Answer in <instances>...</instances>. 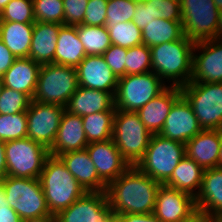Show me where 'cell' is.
Listing matches in <instances>:
<instances>
[{
  "mask_svg": "<svg viewBox=\"0 0 222 222\" xmlns=\"http://www.w3.org/2000/svg\"><path fill=\"white\" fill-rule=\"evenodd\" d=\"M78 86L76 68L55 63L43 64L32 100L66 107Z\"/></svg>",
  "mask_w": 222,
  "mask_h": 222,
  "instance_id": "obj_5",
  "label": "cell"
},
{
  "mask_svg": "<svg viewBox=\"0 0 222 222\" xmlns=\"http://www.w3.org/2000/svg\"><path fill=\"white\" fill-rule=\"evenodd\" d=\"M108 0H88L82 24L105 26Z\"/></svg>",
  "mask_w": 222,
  "mask_h": 222,
  "instance_id": "obj_40",
  "label": "cell"
},
{
  "mask_svg": "<svg viewBox=\"0 0 222 222\" xmlns=\"http://www.w3.org/2000/svg\"><path fill=\"white\" fill-rule=\"evenodd\" d=\"M213 222H222V213L212 215Z\"/></svg>",
  "mask_w": 222,
  "mask_h": 222,
  "instance_id": "obj_54",
  "label": "cell"
},
{
  "mask_svg": "<svg viewBox=\"0 0 222 222\" xmlns=\"http://www.w3.org/2000/svg\"><path fill=\"white\" fill-rule=\"evenodd\" d=\"M102 56L117 78L125 76L126 48L112 44Z\"/></svg>",
  "mask_w": 222,
  "mask_h": 222,
  "instance_id": "obj_41",
  "label": "cell"
},
{
  "mask_svg": "<svg viewBox=\"0 0 222 222\" xmlns=\"http://www.w3.org/2000/svg\"><path fill=\"white\" fill-rule=\"evenodd\" d=\"M136 2L130 0H108L105 26L132 21Z\"/></svg>",
  "mask_w": 222,
  "mask_h": 222,
  "instance_id": "obj_39",
  "label": "cell"
},
{
  "mask_svg": "<svg viewBox=\"0 0 222 222\" xmlns=\"http://www.w3.org/2000/svg\"><path fill=\"white\" fill-rule=\"evenodd\" d=\"M213 1L219 10L222 9V0H213Z\"/></svg>",
  "mask_w": 222,
  "mask_h": 222,
  "instance_id": "obj_56",
  "label": "cell"
},
{
  "mask_svg": "<svg viewBox=\"0 0 222 222\" xmlns=\"http://www.w3.org/2000/svg\"><path fill=\"white\" fill-rule=\"evenodd\" d=\"M65 107L57 104L31 102L26 111L28 131L27 138L46 147H52Z\"/></svg>",
  "mask_w": 222,
  "mask_h": 222,
  "instance_id": "obj_12",
  "label": "cell"
},
{
  "mask_svg": "<svg viewBox=\"0 0 222 222\" xmlns=\"http://www.w3.org/2000/svg\"><path fill=\"white\" fill-rule=\"evenodd\" d=\"M190 82H222V41L209 39L195 42L193 72Z\"/></svg>",
  "mask_w": 222,
  "mask_h": 222,
  "instance_id": "obj_14",
  "label": "cell"
},
{
  "mask_svg": "<svg viewBox=\"0 0 222 222\" xmlns=\"http://www.w3.org/2000/svg\"><path fill=\"white\" fill-rule=\"evenodd\" d=\"M195 203L197 210L201 212L211 215L222 213V168L204 170Z\"/></svg>",
  "mask_w": 222,
  "mask_h": 222,
  "instance_id": "obj_26",
  "label": "cell"
},
{
  "mask_svg": "<svg viewBox=\"0 0 222 222\" xmlns=\"http://www.w3.org/2000/svg\"><path fill=\"white\" fill-rule=\"evenodd\" d=\"M65 108L69 113L81 117L96 112L116 111L114 97L109 92L81 86H78Z\"/></svg>",
  "mask_w": 222,
  "mask_h": 222,
  "instance_id": "obj_23",
  "label": "cell"
},
{
  "mask_svg": "<svg viewBox=\"0 0 222 222\" xmlns=\"http://www.w3.org/2000/svg\"><path fill=\"white\" fill-rule=\"evenodd\" d=\"M0 222H23L12 208H0Z\"/></svg>",
  "mask_w": 222,
  "mask_h": 222,
  "instance_id": "obj_47",
  "label": "cell"
},
{
  "mask_svg": "<svg viewBox=\"0 0 222 222\" xmlns=\"http://www.w3.org/2000/svg\"><path fill=\"white\" fill-rule=\"evenodd\" d=\"M152 71L150 47L140 44L127 49L125 75L144 74Z\"/></svg>",
  "mask_w": 222,
  "mask_h": 222,
  "instance_id": "obj_35",
  "label": "cell"
},
{
  "mask_svg": "<svg viewBox=\"0 0 222 222\" xmlns=\"http://www.w3.org/2000/svg\"><path fill=\"white\" fill-rule=\"evenodd\" d=\"M2 88H3V79L0 76V94H1Z\"/></svg>",
  "mask_w": 222,
  "mask_h": 222,
  "instance_id": "obj_57",
  "label": "cell"
},
{
  "mask_svg": "<svg viewBox=\"0 0 222 222\" xmlns=\"http://www.w3.org/2000/svg\"><path fill=\"white\" fill-rule=\"evenodd\" d=\"M181 21L180 0H157V19Z\"/></svg>",
  "mask_w": 222,
  "mask_h": 222,
  "instance_id": "obj_44",
  "label": "cell"
},
{
  "mask_svg": "<svg viewBox=\"0 0 222 222\" xmlns=\"http://www.w3.org/2000/svg\"><path fill=\"white\" fill-rule=\"evenodd\" d=\"M1 20L19 23H35L32 0H11L1 11Z\"/></svg>",
  "mask_w": 222,
  "mask_h": 222,
  "instance_id": "obj_38",
  "label": "cell"
},
{
  "mask_svg": "<svg viewBox=\"0 0 222 222\" xmlns=\"http://www.w3.org/2000/svg\"><path fill=\"white\" fill-rule=\"evenodd\" d=\"M151 136L137 112L116 109L112 140L130 166L144 157Z\"/></svg>",
  "mask_w": 222,
  "mask_h": 222,
  "instance_id": "obj_4",
  "label": "cell"
},
{
  "mask_svg": "<svg viewBox=\"0 0 222 222\" xmlns=\"http://www.w3.org/2000/svg\"><path fill=\"white\" fill-rule=\"evenodd\" d=\"M86 150L97 169L99 178L106 185L117 179L130 167L112 139L89 143Z\"/></svg>",
  "mask_w": 222,
  "mask_h": 222,
  "instance_id": "obj_17",
  "label": "cell"
},
{
  "mask_svg": "<svg viewBox=\"0 0 222 222\" xmlns=\"http://www.w3.org/2000/svg\"><path fill=\"white\" fill-rule=\"evenodd\" d=\"M215 39L222 41V9L219 10L218 29Z\"/></svg>",
  "mask_w": 222,
  "mask_h": 222,
  "instance_id": "obj_52",
  "label": "cell"
},
{
  "mask_svg": "<svg viewBox=\"0 0 222 222\" xmlns=\"http://www.w3.org/2000/svg\"><path fill=\"white\" fill-rule=\"evenodd\" d=\"M1 180L7 202L22 220L54 216L48 209L40 179L7 175Z\"/></svg>",
  "mask_w": 222,
  "mask_h": 222,
  "instance_id": "obj_6",
  "label": "cell"
},
{
  "mask_svg": "<svg viewBox=\"0 0 222 222\" xmlns=\"http://www.w3.org/2000/svg\"><path fill=\"white\" fill-rule=\"evenodd\" d=\"M88 141L83 128V120L79 115L64 111L58 128L56 139L49 149V155L59 156L69 151L85 149Z\"/></svg>",
  "mask_w": 222,
  "mask_h": 222,
  "instance_id": "obj_20",
  "label": "cell"
},
{
  "mask_svg": "<svg viewBox=\"0 0 222 222\" xmlns=\"http://www.w3.org/2000/svg\"><path fill=\"white\" fill-rule=\"evenodd\" d=\"M78 85L87 89L109 92L115 96L118 78L102 55L86 56L76 67Z\"/></svg>",
  "mask_w": 222,
  "mask_h": 222,
  "instance_id": "obj_18",
  "label": "cell"
},
{
  "mask_svg": "<svg viewBox=\"0 0 222 222\" xmlns=\"http://www.w3.org/2000/svg\"><path fill=\"white\" fill-rule=\"evenodd\" d=\"M115 112L102 111L82 117L88 143L112 139Z\"/></svg>",
  "mask_w": 222,
  "mask_h": 222,
  "instance_id": "obj_31",
  "label": "cell"
},
{
  "mask_svg": "<svg viewBox=\"0 0 222 222\" xmlns=\"http://www.w3.org/2000/svg\"><path fill=\"white\" fill-rule=\"evenodd\" d=\"M62 24L35 22L29 58L43 65L54 63V54Z\"/></svg>",
  "mask_w": 222,
  "mask_h": 222,
  "instance_id": "obj_25",
  "label": "cell"
},
{
  "mask_svg": "<svg viewBox=\"0 0 222 222\" xmlns=\"http://www.w3.org/2000/svg\"><path fill=\"white\" fill-rule=\"evenodd\" d=\"M130 1H133V2H136V3H141V2L148 1V0H130Z\"/></svg>",
  "mask_w": 222,
  "mask_h": 222,
  "instance_id": "obj_58",
  "label": "cell"
},
{
  "mask_svg": "<svg viewBox=\"0 0 222 222\" xmlns=\"http://www.w3.org/2000/svg\"><path fill=\"white\" fill-rule=\"evenodd\" d=\"M34 23L1 21L0 40L15 58L29 57Z\"/></svg>",
  "mask_w": 222,
  "mask_h": 222,
  "instance_id": "obj_29",
  "label": "cell"
},
{
  "mask_svg": "<svg viewBox=\"0 0 222 222\" xmlns=\"http://www.w3.org/2000/svg\"><path fill=\"white\" fill-rule=\"evenodd\" d=\"M77 33L84 45L86 56L102 55L112 45L106 26L79 24Z\"/></svg>",
  "mask_w": 222,
  "mask_h": 222,
  "instance_id": "obj_32",
  "label": "cell"
},
{
  "mask_svg": "<svg viewBox=\"0 0 222 222\" xmlns=\"http://www.w3.org/2000/svg\"><path fill=\"white\" fill-rule=\"evenodd\" d=\"M108 222H117L115 216H113Z\"/></svg>",
  "mask_w": 222,
  "mask_h": 222,
  "instance_id": "obj_59",
  "label": "cell"
},
{
  "mask_svg": "<svg viewBox=\"0 0 222 222\" xmlns=\"http://www.w3.org/2000/svg\"><path fill=\"white\" fill-rule=\"evenodd\" d=\"M54 54V63L76 68L86 57L84 45L77 33V25H62Z\"/></svg>",
  "mask_w": 222,
  "mask_h": 222,
  "instance_id": "obj_27",
  "label": "cell"
},
{
  "mask_svg": "<svg viewBox=\"0 0 222 222\" xmlns=\"http://www.w3.org/2000/svg\"><path fill=\"white\" fill-rule=\"evenodd\" d=\"M39 179L48 209L54 216L87 192L57 156L47 157Z\"/></svg>",
  "mask_w": 222,
  "mask_h": 222,
  "instance_id": "obj_3",
  "label": "cell"
},
{
  "mask_svg": "<svg viewBox=\"0 0 222 222\" xmlns=\"http://www.w3.org/2000/svg\"><path fill=\"white\" fill-rule=\"evenodd\" d=\"M195 211L193 196L161 184L153 212L161 222H185Z\"/></svg>",
  "mask_w": 222,
  "mask_h": 222,
  "instance_id": "obj_15",
  "label": "cell"
},
{
  "mask_svg": "<svg viewBox=\"0 0 222 222\" xmlns=\"http://www.w3.org/2000/svg\"><path fill=\"white\" fill-rule=\"evenodd\" d=\"M185 156V144L160 134H152L144 157L136 166L152 179L164 184Z\"/></svg>",
  "mask_w": 222,
  "mask_h": 222,
  "instance_id": "obj_7",
  "label": "cell"
},
{
  "mask_svg": "<svg viewBox=\"0 0 222 222\" xmlns=\"http://www.w3.org/2000/svg\"><path fill=\"white\" fill-rule=\"evenodd\" d=\"M58 157L87 192L106 191L107 185L99 178L97 169L86 148L69 151Z\"/></svg>",
  "mask_w": 222,
  "mask_h": 222,
  "instance_id": "obj_19",
  "label": "cell"
},
{
  "mask_svg": "<svg viewBox=\"0 0 222 222\" xmlns=\"http://www.w3.org/2000/svg\"><path fill=\"white\" fill-rule=\"evenodd\" d=\"M27 131L26 112L0 114V140L2 142L27 138Z\"/></svg>",
  "mask_w": 222,
  "mask_h": 222,
  "instance_id": "obj_34",
  "label": "cell"
},
{
  "mask_svg": "<svg viewBox=\"0 0 222 222\" xmlns=\"http://www.w3.org/2000/svg\"><path fill=\"white\" fill-rule=\"evenodd\" d=\"M194 45L195 42L184 35L181 39L150 47L152 72L167 86L182 88L192 78Z\"/></svg>",
  "mask_w": 222,
  "mask_h": 222,
  "instance_id": "obj_2",
  "label": "cell"
},
{
  "mask_svg": "<svg viewBox=\"0 0 222 222\" xmlns=\"http://www.w3.org/2000/svg\"><path fill=\"white\" fill-rule=\"evenodd\" d=\"M31 102L32 98L29 95L3 86L0 94V114L26 112Z\"/></svg>",
  "mask_w": 222,
  "mask_h": 222,
  "instance_id": "obj_37",
  "label": "cell"
},
{
  "mask_svg": "<svg viewBox=\"0 0 222 222\" xmlns=\"http://www.w3.org/2000/svg\"><path fill=\"white\" fill-rule=\"evenodd\" d=\"M203 129L191 105L181 95L170 109L160 135L185 144Z\"/></svg>",
  "mask_w": 222,
  "mask_h": 222,
  "instance_id": "obj_16",
  "label": "cell"
},
{
  "mask_svg": "<svg viewBox=\"0 0 222 222\" xmlns=\"http://www.w3.org/2000/svg\"><path fill=\"white\" fill-rule=\"evenodd\" d=\"M7 176V164L5 156V142L0 140V179Z\"/></svg>",
  "mask_w": 222,
  "mask_h": 222,
  "instance_id": "obj_49",
  "label": "cell"
},
{
  "mask_svg": "<svg viewBox=\"0 0 222 222\" xmlns=\"http://www.w3.org/2000/svg\"><path fill=\"white\" fill-rule=\"evenodd\" d=\"M182 95L180 87H167L157 97L151 99L137 113L151 134H159L173 103Z\"/></svg>",
  "mask_w": 222,
  "mask_h": 222,
  "instance_id": "obj_22",
  "label": "cell"
},
{
  "mask_svg": "<svg viewBox=\"0 0 222 222\" xmlns=\"http://www.w3.org/2000/svg\"><path fill=\"white\" fill-rule=\"evenodd\" d=\"M112 210L106 192H86L70 207L55 215L56 222H108Z\"/></svg>",
  "mask_w": 222,
  "mask_h": 222,
  "instance_id": "obj_13",
  "label": "cell"
},
{
  "mask_svg": "<svg viewBox=\"0 0 222 222\" xmlns=\"http://www.w3.org/2000/svg\"><path fill=\"white\" fill-rule=\"evenodd\" d=\"M117 222H161L153 213L122 214L115 216Z\"/></svg>",
  "mask_w": 222,
  "mask_h": 222,
  "instance_id": "obj_45",
  "label": "cell"
},
{
  "mask_svg": "<svg viewBox=\"0 0 222 222\" xmlns=\"http://www.w3.org/2000/svg\"><path fill=\"white\" fill-rule=\"evenodd\" d=\"M181 22L185 36L194 41L214 39L219 9L213 0H180Z\"/></svg>",
  "mask_w": 222,
  "mask_h": 222,
  "instance_id": "obj_11",
  "label": "cell"
},
{
  "mask_svg": "<svg viewBox=\"0 0 222 222\" xmlns=\"http://www.w3.org/2000/svg\"><path fill=\"white\" fill-rule=\"evenodd\" d=\"M7 175L39 179L49 150L30 138L5 142Z\"/></svg>",
  "mask_w": 222,
  "mask_h": 222,
  "instance_id": "obj_10",
  "label": "cell"
},
{
  "mask_svg": "<svg viewBox=\"0 0 222 222\" xmlns=\"http://www.w3.org/2000/svg\"><path fill=\"white\" fill-rule=\"evenodd\" d=\"M160 186V182L143 173L137 166H130L107 185L105 192L112 215L153 213Z\"/></svg>",
  "mask_w": 222,
  "mask_h": 222,
  "instance_id": "obj_1",
  "label": "cell"
},
{
  "mask_svg": "<svg viewBox=\"0 0 222 222\" xmlns=\"http://www.w3.org/2000/svg\"><path fill=\"white\" fill-rule=\"evenodd\" d=\"M41 64L33 59L16 58L2 76L3 86L22 92L33 98Z\"/></svg>",
  "mask_w": 222,
  "mask_h": 222,
  "instance_id": "obj_24",
  "label": "cell"
},
{
  "mask_svg": "<svg viewBox=\"0 0 222 222\" xmlns=\"http://www.w3.org/2000/svg\"><path fill=\"white\" fill-rule=\"evenodd\" d=\"M0 208H11L7 202L3 181L0 179Z\"/></svg>",
  "mask_w": 222,
  "mask_h": 222,
  "instance_id": "obj_50",
  "label": "cell"
},
{
  "mask_svg": "<svg viewBox=\"0 0 222 222\" xmlns=\"http://www.w3.org/2000/svg\"><path fill=\"white\" fill-rule=\"evenodd\" d=\"M157 19V0L137 3L132 22L141 30Z\"/></svg>",
  "mask_w": 222,
  "mask_h": 222,
  "instance_id": "obj_43",
  "label": "cell"
},
{
  "mask_svg": "<svg viewBox=\"0 0 222 222\" xmlns=\"http://www.w3.org/2000/svg\"><path fill=\"white\" fill-rule=\"evenodd\" d=\"M218 167L222 168V130H221V143H220V152H219V159H218Z\"/></svg>",
  "mask_w": 222,
  "mask_h": 222,
  "instance_id": "obj_53",
  "label": "cell"
},
{
  "mask_svg": "<svg viewBox=\"0 0 222 222\" xmlns=\"http://www.w3.org/2000/svg\"><path fill=\"white\" fill-rule=\"evenodd\" d=\"M181 21L154 19L142 30V41L147 47L181 39L184 36Z\"/></svg>",
  "mask_w": 222,
  "mask_h": 222,
  "instance_id": "obj_30",
  "label": "cell"
},
{
  "mask_svg": "<svg viewBox=\"0 0 222 222\" xmlns=\"http://www.w3.org/2000/svg\"><path fill=\"white\" fill-rule=\"evenodd\" d=\"M202 129L222 130V82H189L181 88Z\"/></svg>",
  "mask_w": 222,
  "mask_h": 222,
  "instance_id": "obj_8",
  "label": "cell"
},
{
  "mask_svg": "<svg viewBox=\"0 0 222 222\" xmlns=\"http://www.w3.org/2000/svg\"><path fill=\"white\" fill-rule=\"evenodd\" d=\"M220 143L221 130L203 129L185 143L186 156L204 170L218 167Z\"/></svg>",
  "mask_w": 222,
  "mask_h": 222,
  "instance_id": "obj_21",
  "label": "cell"
},
{
  "mask_svg": "<svg viewBox=\"0 0 222 222\" xmlns=\"http://www.w3.org/2000/svg\"><path fill=\"white\" fill-rule=\"evenodd\" d=\"M167 87L159 76L152 71L119 77L114 96V106L118 110L137 112Z\"/></svg>",
  "mask_w": 222,
  "mask_h": 222,
  "instance_id": "obj_9",
  "label": "cell"
},
{
  "mask_svg": "<svg viewBox=\"0 0 222 222\" xmlns=\"http://www.w3.org/2000/svg\"><path fill=\"white\" fill-rule=\"evenodd\" d=\"M203 173L204 169L202 167L185 156L179 161L171 177L164 185L188 193L196 198L201 188Z\"/></svg>",
  "mask_w": 222,
  "mask_h": 222,
  "instance_id": "obj_28",
  "label": "cell"
},
{
  "mask_svg": "<svg viewBox=\"0 0 222 222\" xmlns=\"http://www.w3.org/2000/svg\"><path fill=\"white\" fill-rule=\"evenodd\" d=\"M34 17L37 22L64 25L63 0H32Z\"/></svg>",
  "mask_w": 222,
  "mask_h": 222,
  "instance_id": "obj_36",
  "label": "cell"
},
{
  "mask_svg": "<svg viewBox=\"0 0 222 222\" xmlns=\"http://www.w3.org/2000/svg\"><path fill=\"white\" fill-rule=\"evenodd\" d=\"M185 222H213V219L211 214L197 210Z\"/></svg>",
  "mask_w": 222,
  "mask_h": 222,
  "instance_id": "obj_48",
  "label": "cell"
},
{
  "mask_svg": "<svg viewBox=\"0 0 222 222\" xmlns=\"http://www.w3.org/2000/svg\"><path fill=\"white\" fill-rule=\"evenodd\" d=\"M106 28L113 45L128 49L143 44L142 30L132 21L120 22L114 26H106Z\"/></svg>",
  "mask_w": 222,
  "mask_h": 222,
  "instance_id": "obj_33",
  "label": "cell"
},
{
  "mask_svg": "<svg viewBox=\"0 0 222 222\" xmlns=\"http://www.w3.org/2000/svg\"><path fill=\"white\" fill-rule=\"evenodd\" d=\"M11 0H0V11L10 2Z\"/></svg>",
  "mask_w": 222,
  "mask_h": 222,
  "instance_id": "obj_55",
  "label": "cell"
},
{
  "mask_svg": "<svg viewBox=\"0 0 222 222\" xmlns=\"http://www.w3.org/2000/svg\"><path fill=\"white\" fill-rule=\"evenodd\" d=\"M64 25L82 24L88 0H63Z\"/></svg>",
  "mask_w": 222,
  "mask_h": 222,
  "instance_id": "obj_42",
  "label": "cell"
},
{
  "mask_svg": "<svg viewBox=\"0 0 222 222\" xmlns=\"http://www.w3.org/2000/svg\"><path fill=\"white\" fill-rule=\"evenodd\" d=\"M15 56L0 40V76L2 77L5 72L11 67L15 60Z\"/></svg>",
  "mask_w": 222,
  "mask_h": 222,
  "instance_id": "obj_46",
  "label": "cell"
},
{
  "mask_svg": "<svg viewBox=\"0 0 222 222\" xmlns=\"http://www.w3.org/2000/svg\"><path fill=\"white\" fill-rule=\"evenodd\" d=\"M23 222H56L55 216H42L38 218L26 219Z\"/></svg>",
  "mask_w": 222,
  "mask_h": 222,
  "instance_id": "obj_51",
  "label": "cell"
}]
</instances>
